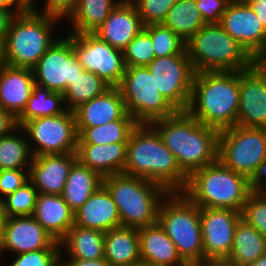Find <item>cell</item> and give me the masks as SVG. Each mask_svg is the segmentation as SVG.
<instances>
[{
  "mask_svg": "<svg viewBox=\"0 0 266 266\" xmlns=\"http://www.w3.org/2000/svg\"><path fill=\"white\" fill-rule=\"evenodd\" d=\"M17 127V118L11 112L0 107V138L10 134Z\"/></svg>",
  "mask_w": 266,
  "mask_h": 266,
  "instance_id": "7dc6e473",
  "label": "cell"
},
{
  "mask_svg": "<svg viewBox=\"0 0 266 266\" xmlns=\"http://www.w3.org/2000/svg\"><path fill=\"white\" fill-rule=\"evenodd\" d=\"M30 169L0 170V195L6 197L14 193L29 180Z\"/></svg>",
  "mask_w": 266,
  "mask_h": 266,
  "instance_id": "ee69618b",
  "label": "cell"
},
{
  "mask_svg": "<svg viewBox=\"0 0 266 266\" xmlns=\"http://www.w3.org/2000/svg\"><path fill=\"white\" fill-rule=\"evenodd\" d=\"M248 4L251 9L266 8V0H241Z\"/></svg>",
  "mask_w": 266,
  "mask_h": 266,
  "instance_id": "f5cc1de1",
  "label": "cell"
},
{
  "mask_svg": "<svg viewBox=\"0 0 266 266\" xmlns=\"http://www.w3.org/2000/svg\"><path fill=\"white\" fill-rule=\"evenodd\" d=\"M83 70L71 42V33L56 39L32 68L35 85L60 93H64Z\"/></svg>",
  "mask_w": 266,
  "mask_h": 266,
  "instance_id": "5bb4252c",
  "label": "cell"
},
{
  "mask_svg": "<svg viewBox=\"0 0 266 266\" xmlns=\"http://www.w3.org/2000/svg\"><path fill=\"white\" fill-rule=\"evenodd\" d=\"M150 125L174 154L187 177L218 160L220 131L199 122L187 111H177Z\"/></svg>",
  "mask_w": 266,
  "mask_h": 266,
  "instance_id": "6da1fadb",
  "label": "cell"
},
{
  "mask_svg": "<svg viewBox=\"0 0 266 266\" xmlns=\"http://www.w3.org/2000/svg\"><path fill=\"white\" fill-rule=\"evenodd\" d=\"M6 58H5V40H0V69L6 66Z\"/></svg>",
  "mask_w": 266,
  "mask_h": 266,
  "instance_id": "11a10c76",
  "label": "cell"
},
{
  "mask_svg": "<svg viewBox=\"0 0 266 266\" xmlns=\"http://www.w3.org/2000/svg\"><path fill=\"white\" fill-rule=\"evenodd\" d=\"M266 252V238L241 219L235 229L229 256L223 261L230 266H249Z\"/></svg>",
  "mask_w": 266,
  "mask_h": 266,
  "instance_id": "f1b7e54d",
  "label": "cell"
},
{
  "mask_svg": "<svg viewBox=\"0 0 266 266\" xmlns=\"http://www.w3.org/2000/svg\"><path fill=\"white\" fill-rule=\"evenodd\" d=\"M239 90V72H198L186 111L219 131L233 127L237 125Z\"/></svg>",
  "mask_w": 266,
  "mask_h": 266,
  "instance_id": "3957f363",
  "label": "cell"
},
{
  "mask_svg": "<svg viewBox=\"0 0 266 266\" xmlns=\"http://www.w3.org/2000/svg\"><path fill=\"white\" fill-rule=\"evenodd\" d=\"M127 143L77 144V160L102 177L123 173Z\"/></svg>",
  "mask_w": 266,
  "mask_h": 266,
  "instance_id": "d4e9b609",
  "label": "cell"
},
{
  "mask_svg": "<svg viewBox=\"0 0 266 266\" xmlns=\"http://www.w3.org/2000/svg\"><path fill=\"white\" fill-rule=\"evenodd\" d=\"M104 258L111 266L140 261L138 228L119 226L105 232Z\"/></svg>",
  "mask_w": 266,
  "mask_h": 266,
  "instance_id": "83f0119b",
  "label": "cell"
},
{
  "mask_svg": "<svg viewBox=\"0 0 266 266\" xmlns=\"http://www.w3.org/2000/svg\"><path fill=\"white\" fill-rule=\"evenodd\" d=\"M256 60L266 56V31L250 6L231 0L219 23Z\"/></svg>",
  "mask_w": 266,
  "mask_h": 266,
  "instance_id": "2e32d148",
  "label": "cell"
},
{
  "mask_svg": "<svg viewBox=\"0 0 266 266\" xmlns=\"http://www.w3.org/2000/svg\"><path fill=\"white\" fill-rule=\"evenodd\" d=\"M231 0H196L197 9L206 24L220 23Z\"/></svg>",
  "mask_w": 266,
  "mask_h": 266,
  "instance_id": "f6af8a7d",
  "label": "cell"
},
{
  "mask_svg": "<svg viewBox=\"0 0 266 266\" xmlns=\"http://www.w3.org/2000/svg\"><path fill=\"white\" fill-rule=\"evenodd\" d=\"M42 3H44L43 8H41L42 11H39L41 9L37 4H34L33 8L40 14L61 19L65 22L76 10L78 0H42Z\"/></svg>",
  "mask_w": 266,
  "mask_h": 266,
  "instance_id": "7bdbcfd3",
  "label": "cell"
},
{
  "mask_svg": "<svg viewBox=\"0 0 266 266\" xmlns=\"http://www.w3.org/2000/svg\"><path fill=\"white\" fill-rule=\"evenodd\" d=\"M103 185V177L78 160L69 171L62 197L75 212Z\"/></svg>",
  "mask_w": 266,
  "mask_h": 266,
  "instance_id": "f546056e",
  "label": "cell"
},
{
  "mask_svg": "<svg viewBox=\"0 0 266 266\" xmlns=\"http://www.w3.org/2000/svg\"><path fill=\"white\" fill-rule=\"evenodd\" d=\"M7 214L5 210V197L0 195V234H1V227L7 219Z\"/></svg>",
  "mask_w": 266,
  "mask_h": 266,
  "instance_id": "816d5d0a",
  "label": "cell"
},
{
  "mask_svg": "<svg viewBox=\"0 0 266 266\" xmlns=\"http://www.w3.org/2000/svg\"><path fill=\"white\" fill-rule=\"evenodd\" d=\"M218 159L250 180L266 159V128L235 125L221 130Z\"/></svg>",
  "mask_w": 266,
  "mask_h": 266,
  "instance_id": "30bf717a",
  "label": "cell"
},
{
  "mask_svg": "<svg viewBox=\"0 0 266 266\" xmlns=\"http://www.w3.org/2000/svg\"><path fill=\"white\" fill-rule=\"evenodd\" d=\"M32 216L58 242L74 225V211L62 195L39 193Z\"/></svg>",
  "mask_w": 266,
  "mask_h": 266,
  "instance_id": "484cf974",
  "label": "cell"
},
{
  "mask_svg": "<svg viewBox=\"0 0 266 266\" xmlns=\"http://www.w3.org/2000/svg\"><path fill=\"white\" fill-rule=\"evenodd\" d=\"M197 266H230L228 264H226L225 262L221 261V262H206Z\"/></svg>",
  "mask_w": 266,
  "mask_h": 266,
  "instance_id": "6f0895ef",
  "label": "cell"
},
{
  "mask_svg": "<svg viewBox=\"0 0 266 266\" xmlns=\"http://www.w3.org/2000/svg\"><path fill=\"white\" fill-rule=\"evenodd\" d=\"M152 39L155 58L174 54H187L185 41L163 24L144 26Z\"/></svg>",
  "mask_w": 266,
  "mask_h": 266,
  "instance_id": "8d00e7d4",
  "label": "cell"
},
{
  "mask_svg": "<svg viewBox=\"0 0 266 266\" xmlns=\"http://www.w3.org/2000/svg\"><path fill=\"white\" fill-rule=\"evenodd\" d=\"M143 28L136 6L131 0H122L93 33L123 51Z\"/></svg>",
  "mask_w": 266,
  "mask_h": 266,
  "instance_id": "44dd1931",
  "label": "cell"
},
{
  "mask_svg": "<svg viewBox=\"0 0 266 266\" xmlns=\"http://www.w3.org/2000/svg\"><path fill=\"white\" fill-rule=\"evenodd\" d=\"M136 120L127 113L123 118L103 124L86 128L78 136V144H112L128 142L132 131L137 127Z\"/></svg>",
  "mask_w": 266,
  "mask_h": 266,
  "instance_id": "e575fe53",
  "label": "cell"
},
{
  "mask_svg": "<svg viewBox=\"0 0 266 266\" xmlns=\"http://www.w3.org/2000/svg\"><path fill=\"white\" fill-rule=\"evenodd\" d=\"M241 219V212L234 209L200 208L204 263L221 262L229 256Z\"/></svg>",
  "mask_w": 266,
  "mask_h": 266,
  "instance_id": "9a60e30c",
  "label": "cell"
},
{
  "mask_svg": "<svg viewBox=\"0 0 266 266\" xmlns=\"http://www.w3.org/2000/svg\"><path fill=\"white\" fill-rule=\"evenodd\" d=\"M123 173L153 181L169 192H182L188 182L174 154L150 124H138L132 131Z\"/></svg>",
  "mask_w": 266,
  "mask_h": 266,
  "instance_id": "7a4b0ae2",
  "label": "cell"
},
{
  "mask_svg": "<svg viewBox=\"0 0 266 266\" xmlns=\"http://www.w3.org/2000/svg\"><path fill=\"white\" fill-rule=\"evenodd\" d=\"M241 217L266 238V193L251 192L243 205Z\"/></svg>",
  "mask_w": 266,
  "mask_h": 266,
  "instance_id": "ab89813d",
  "label": "cell"
},
{
  "mask_svg": "<svg viewBox=\"0 0 266 266\" xmlns=\"http://www.w3.org/2000/svg\"><path fill=\"white\" fill-rule=\"evenodd\" d=\"M35 80L32 69L6 65L0 69V107L16 118L32 94Z\"/></svg>",
  "mask_w": 266,
  "mask_h": 266,
  "instance_id": "603a6c76",
  "label": "cell"
},
{
  "mask_svg": "<svg viewBox=\"0 0 266 266\" xmlns=\"http://www.w3.org/2000/svg\"><path fill=\"white\" fill-rule=\"evenodd\" d=\"M185 48L196 73L239 72L256 62L219 23L205 24L185 42Z\"/></svg>",
  "mask_w": 266,
  "mask_h": 266,
  "instance_id": "8992f818",
  "label": "cell"
},
{
  "mask_svg": "<svg viewBox=\"0 0 266 266\" xmlns=\"http://www.w3.org/2000/svg\"><path fill=\"white\" fill-rule=\"evenodd\" d=\"M261 61L266 66V56Z\"/></svg>",
  "mask_w": 266,
  "mask_h": 266,
  "instance_id": "91938a15",
  "label": "cell"
},
{
  "mask_svg": "<svg viewBox=\"0 0 266 266\" xmlns=\"http://www.w3.org/2000/svg\"><path fill=\"white\" fill-rule=\"evenodd\" d=\"M34 156L76 153L78 132L73 111L33 118L21 126Z\"/></svg>",
  "mask_w": 266,
  "mask_h": 266,
  "instance_id": "8fae6325",
  "label": "cell"
},
{
  "mask_svg": "<svg viewBox=\"0 0 266 266\" xmlns=\"http://www.w3.org/2000/svg\"><path fill=\"white\" fill-rule=\"evenodd\" d=\"M146 67L167 101L177 111H186L196 74L188 54L154 58Z\"/></svg>",
  "mask_w": 266,
  "mask_h": 266,
  "instance_id": "4fadbf2b",
  "label": "cell"
},
{
  "mask_svg": "<svg viewBox=\"0 0 266 266\" xmlns=\"http://www.w3.org/2000/svg\"><path fill=\"white\" fill-rule=\"evenodd\" d=\"M157 222L188 266L204 263L200 207L183 192L168 193L160 205Z\"/></svg>",
  "mask_w": 266,
  "mask_h": 266,
  "instance_id": "52a82bcc",
  "label": "cell"
},
{
  "mask_svg": "<svg viewBox=\"0 0 266 266\" xmlns=\"http://www.w3.org/2000/svg\"><path fill=\"white\" fill-rule=\"evenodd\" d=\"M122 0H78L76 10L66 21L69 33H93ZM71 23V24H70ZM71 25V26H70Z\"/></svg>",
  "mask_w": 266,
  "mask_h": 266,
  "instance_id": "4dcf8cb0",
  "label": "cell"
},
{
  "mask_svg": "<svg viewBox=\"0 0 266 266\" xmlns=\"http://www.w3.org/2000/svg\"><path fill=\"white\" fill-rule=\"evenodd\" d=\"M162 24L187 42L206 23L197 9L196 0H178Z\"/></svg>",
  "mask_w": 266,
  "mask_h": 266,
  "instance_id": "836d02e7",
  "label": "cell"
},
{
  "mask_svg": "<svg viewBox=\"0 0 266 266\" xmlns=\"http://www.w3.org/2000/svg\"><path fill=\"white\" fill-rule=\"evenodd\" d=\"M117 205L121 226L140 228L157 223L158 211L169 191L153 181L124 173L103 177Z\"/></svg>",
  "mask_w": 266,
  "mask_h": 266,
  "instance_id": "5b68a950",
  "label": "cell"
},
{
  "mask_svg": "<svg viewBox=\"0 0 266 266\" xmlns=\"http://www.w3.org/2000/svg\"><path fill=\"white\" fill-rule=\"evenodd\" d=\"M67 110L63 93L35 85L25 109L17 117V124L22 126L33 118L55 116Z\"/></svg>",
  "mask_w": 266,
  "mask_h": 266,
  "instance_id": "d6a6232c",
  "label": "cell"
},
{
  "mask_svg": "<svg viewBox=\"0 0 266 266\" xmlns=\"http://www.w3.org/2000/svg\"><path fill=\"white\" fill-rule=\"evenodd\" d=\"M237 125L266 128V66L256 61L239 71Z\"/></svg>",
  "mask_w": 266,
  "mask_h": 266,
  "instance_id": "ac0fdd59",
  "label": "cell"
},
{
  "mask_svg": "<svg viewBox=\"0 0 266 266\" xmlns=\"http://www.w3.org/2000/svg\"><path fill=\"white\" fill-rule=\"evenodd\" d=\"M249 266H266V252L256 259V261Z\"/></svg>",
  "mask_w": 266,
  "mask_h": 266,
  "instance_id": "9f6ffc18",
  "label": "cell"
},
{
  "mask_svg": "<svg viewBox=\"0 0 266 266\" xmlns=\"http://www.w3.org/2000/svg\"><path fill=\"white\" fill-rule=\"evenodd\" d=\"M109 88L110 86L95 73L83 70L63 93L66 107L74 111L80 105L102 95Z\"/></svg>",
  "mask_w": 266,
  "mask_h": 266,
  "instance_id": "d590c367",
  "label": "cell"
},
{
  "mask_svg": "<svg viewBox=\"0 0 266 266\" xmlns=\"http://www.w3.org/2000/svg\"><path fill=\"white\" fill-rule=\"evenodd\" d=\"M182 192L200 208L241 212L252 191L246 176L226 167L218 159L193 172Z\"/></svg>",
  "mask_w": 266,
  "mask_h": 266,
  "instance_id": "277c9868",
  "label": "cell"
},
{
  "mask_svg": "<svg viewBox=\"0 0 266 266\" xmlns=\"http://www.w3.org/2000/svg\"><path fill=\"white\" fill-rule=\"evenodd\" d=\"M11 259L10 264L6 265L4 262V266H61V249L29 251L12 255Z\"/></svg>",
  "mask_w": 266,
  "mask_h": 266,
  "instance_id": "b9f144b4",
  "label": "cell"
},
{
  "mask_svg": "<svg viewBox=\"0 0 266 266\" xmlns=\"http://www.w3.org/2000/svg\"><path fill=\"white\" fill-rule=\"evenodd\" d=\"M61 266H111L105 258L96 260L61 259Z\"/></svg>",
  "mask_w": 266,
  "mask_h": 266,
  "instance_id": "f907efd6",
  "label": "cell"
},
{
  "mask_svg": "<svg viewBox=\"0 0 266 266\" xmlns=\"http://www.w3.org/2000/svg\"><path fill=\"white\" fill-rule=\"evenodd\" d=\"M59 19L38 13L34 8L16 14L5 39V58L9 66L32 69L49 47Z\"/></svg>",
  "mask_w": 266,
  "mask_h": 266,
  "instance_id": "ba28073f",
  "label": "cell"
},
{
  "mask_svg": "<svg viewBox=\"0 0 266 266\" xmlns=\"http://www.w3.org/2000/svg\"><path fill=\"white\" fill-rule=\"evenodd\" d=\"M74 225L104 233L121 226L117 205L104 185L74 212Z\"/></svg>",
  "mask_w": 266,
  "mask_h": 266,
  "instance_id": "7402d4cb",
  "label": "cell"
},
{
  "mask_svg": "<svg viewBox=\"0 0 266 266\" xmlns=\"http://www.w3.org/2000/svg\"><path fill=\"white\" fill-rule=\"evenodd\" d=\"M258 19L260 20L261 24L263 25L265 31H266V8H258V9H252Z\"/></svg>",
  "mask_w": 266,
  "mask_h": 266,
  "instance_id": "db71d44e",
  "label": "cell"
},
{
  "mask_svg": "<svg viewBox=\"0 0 266 266\" xmlns=\"http://www.w3.org/2000/svg\"><path fill=\"white\" fill-rule=\"evenodd\" d=\"M76 161V153L34 156L29 180L39 193L62 195L69 171Z\"/></svg>",
  "mask_w": 266,
  "mask_h": 266,
  "instance_id": "d6986e66",
  "label": "cell"
},
{
  "mask_svg": "<svg viewBox=\"0 0 266 266\" xmlns=\"http://www.w3.org/2000/svg\"><path fill=\"white\" fill-rule=\"evenodd\" d=\"M61 249L60 242L56 241L33 216L8 217L1 227L0 257L10 253H21L41 250ZM3 254V255H2ZM1 264H3L1 260Z\"/></svg>",
  "mask_w": 266,
  "mask_h": 266,
  "instance_id": "e0dca14e",
  "label": "cell"
},
{
  "mask_svg": "<svg viewBox=\"0 0 266 266\" xmlns=\"http://www.w3.org/2000/svg\"><path fill=\"white\" fill-rule=\"evenodd\" d=\"M34 4H36L37 2L36 1H39V0H31Z\"/></svg>",
  "mask_w": 266,
  "mask_h": 266,
  "instance_id": "94428289",
  "label": "cell"
},
{
  "mask_svg": "<svg viewBox=\"0 0 266 266\" xmlns=\"http://www.w3.org/2000/svg\"><path fill=\"white\" fill-rule=\"evenodd\" d=\"M125 266H150V265L147 264L146 262L140 260L139 262H136V263H133V264H128V265H125Z\"/></svg>",
  "mask_w": 266,
  "mask_h": 266,
  "instance_id": "680465c9",
  "label": "cell"
},
{
  "mask_svg": "<svg viewBox=\"0 0 266 266\" xmlns=\"http://www.w3.org/2000/svg\"><path fill=\"white\" fill-rule=\"evenodd\" d=\"M32 158L27 135L21 126L0 138V170L30 169Z\"/></svg>",
  "mask_w": 266,
  "mask_h": 266,
  "instance_id": "1f68e13d",
  "label": "cell"
},
{
  "mask_svg": "<svg viewBox=\"0 0 266 266\" xmlns=\"http://www.w3.org/2000/svg\"><path fill=\"white\" fill-rule=\"evenodd\" d=\"M78 136L88 127L101 126L123 118L128 112L119 87L80 105L74 111Z\"/></svg>",
  "mask_w": 266,
  "mask_h": 266,
  "instance_id": "ffe728a7",
  "label": "cell"
},
{
  "mask_svg": "<svg viewBox=\"0 0 266 266\" xmlns=\"http://www.w3.org/2000/svg\"><path fill=\"white\" fill-rule=\"evenodd\" d=\"M34 3L31 0H0V9H18L20 12L31 10Z\"/></svg>",
  "mask_w": 266,
  "mask_h": 266,
  "instance_id": "681fc988",
  "label": "cell"
},
{
  "mask_svg": "<svg viewBox=\"0 0 266 266\" xmlns=\"http://www.w3.org/2000/svg\"><path fill=\"white\" fill-rule=\"evenodd\" d=\"M126 67L147 66L154 58L152 39L143 28L123 50Z\"/></svg>",
  "mask_w": 266,
  "mask_h": 266,
  "instance_id": "f35d334b",
  "label": "cell"
},
{
  "mask_svg": "<svg viewBox=\"0 0 266 266\" xmlns=\"http://www.w3.org/2000/svg\"><path fill=\"white\" fill-rule=\"evenodd\" d=\"M104 237L102 231L73 225L60 241L61 259H103Z\"/></svg>",
  "mask_w": 266,
  "mask_h": 266,
  "instance_id": "4316f807",
  "label": "cell"
},
{
  "mask_svg": "<svg viewBox=\"0 0 266 266\" xmlns=\"http://www.w3.org/2000/svg\"><path fill=\"white\" fill-rule=\"evenodd\" d=\"M138 233L141 261L150 266H188L158 222L138 228Z\"/></svg>",
  "mask_w": 266,
  "mask_h": 266,
  "instance_id": "cb8c5ba5",
  "label": "cell"
},
{
  "mask_svg": "<svg viewBox=\"0 0 266 266\" xmlns=\"http://www.w3.org/2000/svg\"><path fill=\"white\" fill-rule=\"evenodd\" d=\"M71 42L84 70L95 73L110 87H119L126 70L123 51L94 33H71Z\"/></svg>",
  "mask_w": 266,
  "mask_h": 266,
  "instance_id": "7c38bea8",
  "label": "cell"
},
{
  "mask_svg": "<svg viewBox=\"0 0 266 266\" xmlns=\"http://www.w3.org/2000/svg\"><path fill=\"white\" fill-rule=\"evenodd\" d=\"M39 192L28 180L14 193L5 197L7 217L32 216Z\"/></svg>",
  "mask_w": 266,
  "mask_h": 266,
  "instance_id": "74e56055",
  "label": "cell"
},
{
  "mask_svg": "<svg viewBox=\"0 0 266 266\" xmlns=\"http://www.w3.org/2000/svg\"><path fill=\"white\" fill-rule=\"evenodd\" d=\"M144 26L162 24L167 13L178 0H131Z\"/></svg>",
  "mask_w": 266,
  "mask_h": 266,
  "instance_id": "60d3db41",
  "label": "cell"
},
{
  "mask_svg": "<svg viewBox=\"0 0 266 266\" xmlns=\"http://www.w3.org/2000/svg\"><path fill=\"white\" fill-rule=\"evenodd\" d=\"M250 188L252 192L266 193V159L259 164L256 173L250 179Z\"/></svg>",
  "mask_w": 266,
  "mask_h": 266,
  "instance_id": "bcb514c9",
  "label": "cell"
},
{
  "mask_svg": "<svg viewBox=\"0 0 266 266\" xmlns=\"http://www.w3.org/2000/svg\"><path fill=\"white\" fill-rule=\"evenodd\" d=\"M18 13H21L18 9H0V40L6 39L10 24Z\"/></svg>",
  "mask_w": 266,
  "mask_h": 266,
  "instance_id": "c3c4849f",
  "label": "cell"
},
{
  "mask_svg": "<svg viewBox=\"0 0 266 266\" xmlns=\"http://www.w3.org/2000/svg\"><path fill=\"white\" fill-rule=\"evenodd\" d=\"M119 88L127 112L138 124H151L177 112L159 92L154 76L146 66L126 67Z\"/></svg>",
  "mask_w": 266,
  "mask_h": 266,
  "instance_id": "9c48e42d",
  "label": "cell"
}]
</instances>
